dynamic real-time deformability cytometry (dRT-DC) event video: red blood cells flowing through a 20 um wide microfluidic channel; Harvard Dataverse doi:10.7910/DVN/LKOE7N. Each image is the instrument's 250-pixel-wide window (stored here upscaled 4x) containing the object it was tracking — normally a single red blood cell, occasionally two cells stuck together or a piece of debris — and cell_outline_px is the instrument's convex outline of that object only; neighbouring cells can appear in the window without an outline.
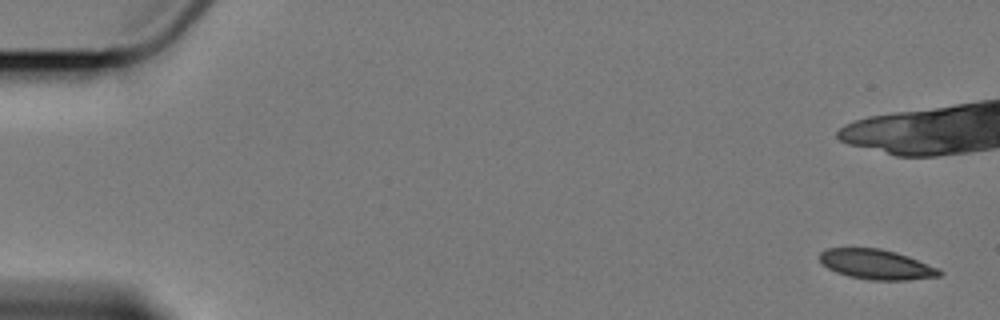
{"species": "Egyptian fruit bat (a non-hibernating species)", "species_latin": "Rousettus aegyptiacus", "temperature_condition": "cold", "stored_images_in_passage": 6, "camera_frame_rate_fps": 3000, "um_per_image_px": 0.085, "animal": {"sex": "female"}, "frame": {"image": 1, "passage_image": 1, "time_ms": 0.0, "image_size_px": [1000, 320], "cell_outline_px": [[944, 272], [940, 276], [908, 280], [868, 280], [848, 276], [836, 272], [828, 268], [820, 260], [820, 252], [828, 248], [880, 248], [896, 252], [908, 256], [940, 268]], "centroid_in_image_um": [74.53, 22.48], "position_along_channel_um": 10.5, "area_um2": 20.98}}